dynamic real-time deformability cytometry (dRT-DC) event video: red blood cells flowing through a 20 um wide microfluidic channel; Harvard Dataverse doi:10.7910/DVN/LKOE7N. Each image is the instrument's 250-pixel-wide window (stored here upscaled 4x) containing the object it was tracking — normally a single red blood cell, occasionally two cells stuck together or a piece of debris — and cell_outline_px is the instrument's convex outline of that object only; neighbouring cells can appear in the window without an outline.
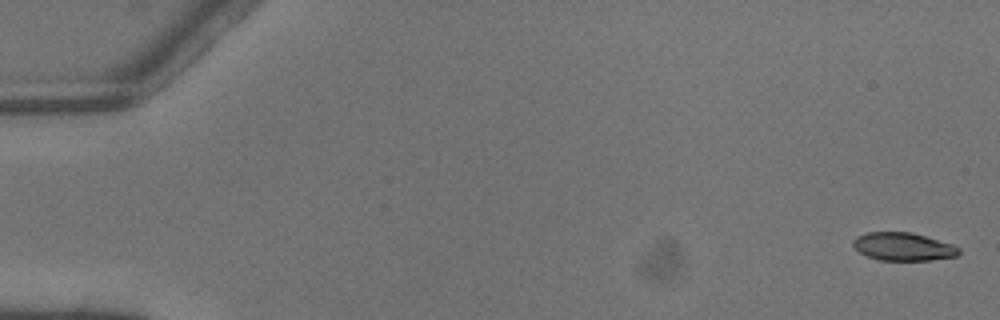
{"species": "common noctule bat (a hibernating species)", "species_latin": "Nyctalus noctula", "temperature_condition": "warm", "stored_images_in_passage": 5, "camera_frame_rate_fps": 3000, "um_per_image_px": 0.085, "animal": {"sex": "male", "body_mass_g": 13.3}, "frame": {"image": 1, "passage_image": 1, "time_ms": 0.0, "image_size_px": [1000, 320], "cell_outline_px": [[960, 252], [956, 256], [928, 260], [880, 260], [868, 256], [860, 252], [852, 244], [852, 240], [856, 236], [868, 232], [912, 232], [952, 244], [960, 248]], "centroid_in_image_um": [76.76, 20.95], "position_along_channel_um": 8.2, "area_um2": 17.17}}
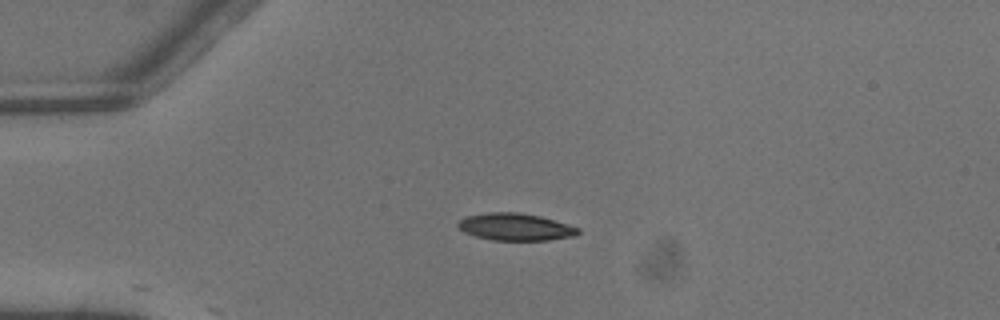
{"frame": {"image": 2, "passage_image": 4, "time_ms": 1.0, "image_size_px": [1000, 320], "cell_outline_px": [[580, 232], [576, 236], [548, 240], [492, 240], [476, 236], [464, 232], [456, 224], [464, 216], [488, 212], [520, 212], [540, 216], [568, 224], [580, 228]], "centroid_in_image_um": [43.82, 19.28], "position_along_channel_um": 41.2, "area_um2": 19.13}}